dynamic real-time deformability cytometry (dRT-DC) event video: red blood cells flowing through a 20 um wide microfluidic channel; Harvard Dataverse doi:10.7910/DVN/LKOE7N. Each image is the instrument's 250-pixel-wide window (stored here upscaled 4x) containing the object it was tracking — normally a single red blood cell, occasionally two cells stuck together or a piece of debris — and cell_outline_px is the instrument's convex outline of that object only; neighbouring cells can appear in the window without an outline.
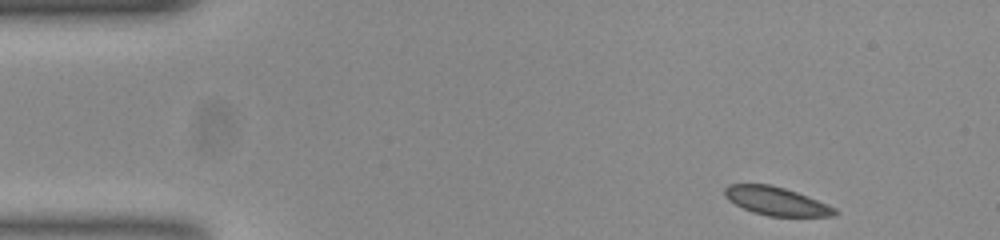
{"species": "common noctule bat (a hibernating species)", "species_latin": "Nyctalus noctula", "temperature_condition": "room temperature", "stored_images_in_passage": 50, "camera_frame_rate_fps": 3000, "um_per_image_px": 0.085, "animal": {"sex": "female", "body_mass_g": 23.0, "forearm_length_mm": 53.4}, "frame": {"image": 1, "passage_image": 1, "time_ms": 0.0, "image_size_px": [1000, 240], "cell_outline_px": [[840, 212], [836, 216], [768, 216], [752, 212], [728, 200], [724, 196], [724, 188], [728, 184], [768, 184], [784, 188], [808, 196], [828, 204], [836, 208]], "centroid_in_image_um": [66.0, 17.1], "position_along_channel_um": 19.0, "area_um2": 18.26}}
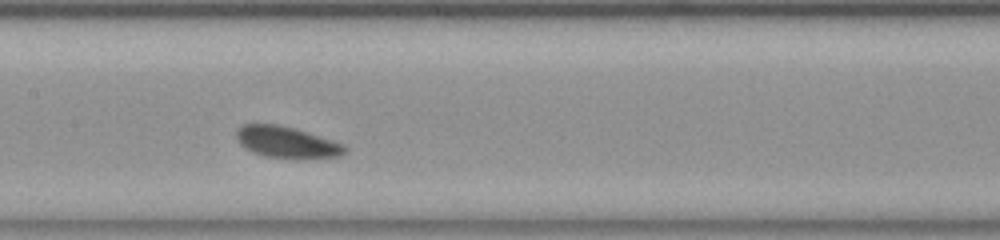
{"frame": {"image": 2, "passage_image": 22, "time_ms": 7.0, "image_size_px": [1000, 240], "cell_outline_px": [[348, 148], [340, 156], [296, 160], [264, 156], [252, 152], [244, 148], [240, 144], [236, 136], [236, 132], [244, 124], [280, 124], [332, 140], [344, 144]], "centroid_in_image_um": [24.38, 12.12], "position_along_channel_um": 183.0, "area_um2": 20.06}}
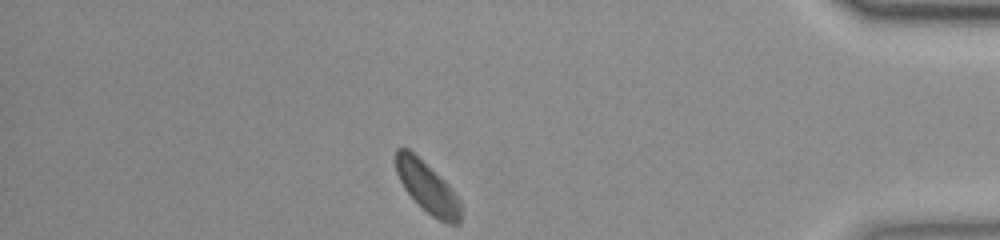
{"frame": {"image": 3, "passage_image": 43, "time_ms": 14.0, "image_size_px": [1000, 240], "cell_outline_px": [[460, 224], [448, 224], [432, 216], [404, 188], [396, 172], [396, 148], [408, 148], [444, 180], [448, 184], [460, 200]], "centroid_in_image_um": [36.34, 15.92], "position_along_channel_um": 398.9, "area_um2": 18.73}, "authors_computed_cell_mechanics": {"area_um2": 19.4208, "velocity_mm_per_s": 3.6477, "shape_relaxation_time_tau1_ms": 2.3314, "shape_relaxation_time_tau2_ms": 3.8516, "deformation_change_tau1": 0.055, "deformation_change_tau2": 0.0756}}